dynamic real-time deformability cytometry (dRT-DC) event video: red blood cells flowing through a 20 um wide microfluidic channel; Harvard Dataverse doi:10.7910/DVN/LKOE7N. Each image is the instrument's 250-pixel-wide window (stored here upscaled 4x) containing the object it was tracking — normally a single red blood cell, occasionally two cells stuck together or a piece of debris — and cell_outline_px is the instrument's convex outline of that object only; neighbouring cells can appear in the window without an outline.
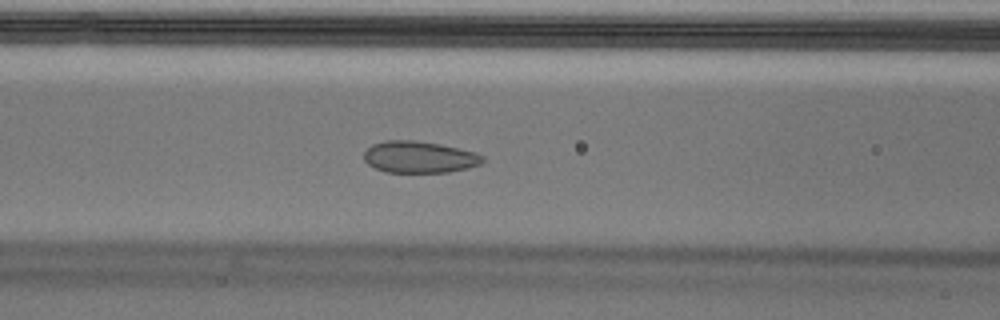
{"species": "Egyptian fruit bat (a non-hibernating species)", "species_latin": "Rousettus aegyptiacus", "temperature_condition": "cold", "stored_images_in_passage": 46, "camera_frame_rate_fps": 3000, "um_per_image_px": 0.085, "animal": {"sex": "male"}, "frame": {"image": 1, "passage_image": 14, "time_ms": 4.333, "image_size_px": [1000, 320], "cell_outline_px": [[484, 160], [480, 164], [468, 168], [448, 172], [388, 172], [376, 168], [368, 164], [364, 160], [364, 152], [372, 144], [384, 140], [412, 140], [440, 144], [476, 152], [484, 156]], "centroid_in_image_um": [35.64, 13.34], "position_along_channel_um": 131.0, "area_um2": 21.91}}
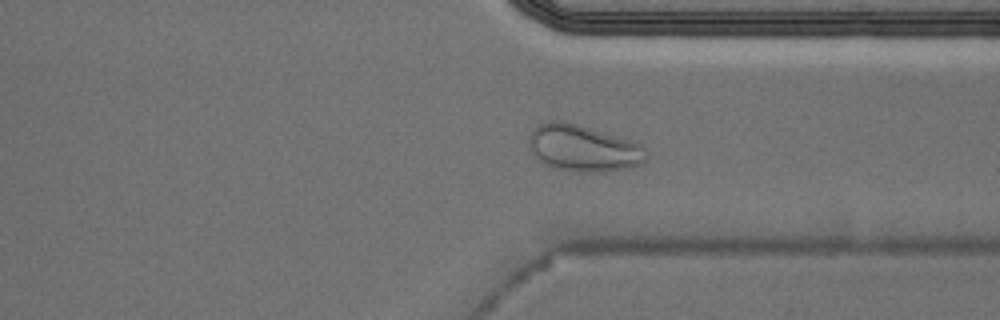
{"frame": {"image": 2, "passage_image": 33, "time_ms": 10.667, "image_size_px": [1000, 320], "cell_outline_px": [[648, 156], [640, 164], [628, 168], [604, 172], [576, 172], [556, 168], [544, 164], [528, 148], [528, 136], [536, 124], [548, 120], [564, 120], [644, 144], [648, 148]], "centroid_in_image_um": [49.58, 12.58], "position_along_channel_um": 361.8, "area_um2": 32.43}}